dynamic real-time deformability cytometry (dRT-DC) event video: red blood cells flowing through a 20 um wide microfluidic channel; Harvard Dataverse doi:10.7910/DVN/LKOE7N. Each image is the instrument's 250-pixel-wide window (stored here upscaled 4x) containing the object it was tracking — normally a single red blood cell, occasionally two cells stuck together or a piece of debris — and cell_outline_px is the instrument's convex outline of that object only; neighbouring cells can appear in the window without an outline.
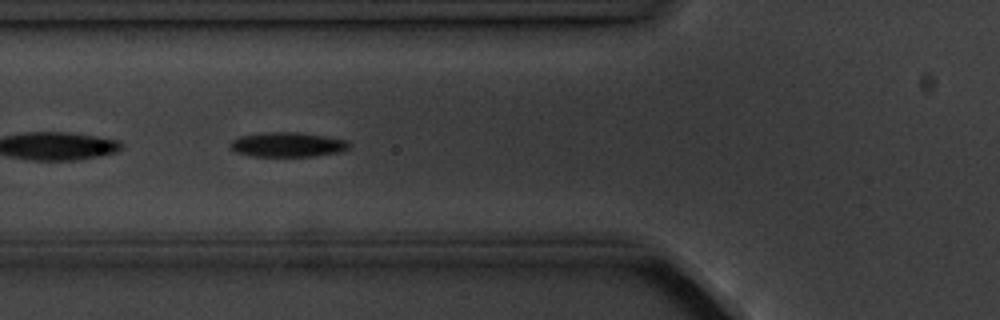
{"species": "common noctule bat (a hibernating species)", "species_latin": "Nyctalus noctula", "temperature_condition": "cold", "stored_images_in_passage": 6, "camera_frame_rate_fps": 3000, "um_per_image_px": 0.085, "animal": {"sex": "male", "body_mass_g": 20.1, "forearm_length_mm": 53.5}, "frame": {"image": 1, "passage_image": 5, "time_ms": 5.333, "image_size_px": [1000, 320], "cell_outline_px": [[352, 144], [344, 152], [316, 156], [252, 156], [236, 152], [228, 148], [228, 144], [232, 140], [240, 136], [260, 132], [296, 132], [324, 136], [348, 140]], "centroid_in_image_um": [24.45, 12.29], "position_along_channel_um": 101.4, "area_um2": 17.4}}